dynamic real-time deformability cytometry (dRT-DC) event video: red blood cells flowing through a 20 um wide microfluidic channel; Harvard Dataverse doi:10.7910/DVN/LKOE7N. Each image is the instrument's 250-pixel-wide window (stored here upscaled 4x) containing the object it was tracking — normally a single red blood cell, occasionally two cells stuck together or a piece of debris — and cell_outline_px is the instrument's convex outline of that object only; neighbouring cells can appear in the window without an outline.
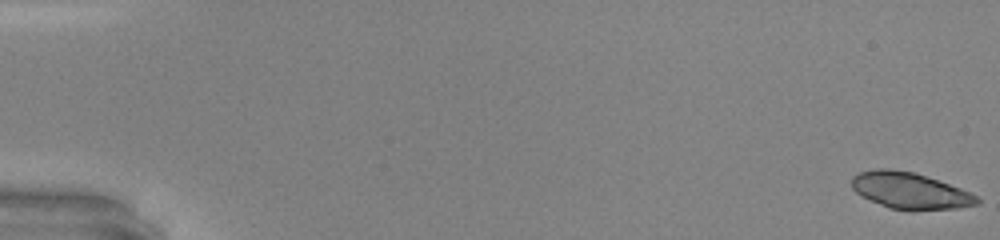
{"species": "common noctule bat (a hibernating species)", "species_latin": "Nyctalus noctula", "temperature_condition": "warm", "stored_images_in_passage": 48, "camera_frame_rate_fps": 3000, "um_per_image_px": 0.085, "animal": {"sex": "male", "body_mass_g": 20.0, "forearm_length_mm": 53.3}, "frame": {"image": 1, "passage_image": 1, "time_ms": 0.0, "image_size_px": [1000, 240], "cell_outline_px": [[980, 204], [960, 208], [912, 212], [888, 208], [856, 192], [852, 188], [852, 176], [860, 172], [876, 168], [888, 168], [916, 172], [960, 188], [976, 196], [980, 200]], "centroid_in_image_um": [77.37, 16.23], "position_along_channel_um": 7.6, "area_um2": 26.93}, "authors_computed_cell_mechanics": {"area_um2": 19.3341, "velocity_mm_per_s": 4.3473, "shape_relaxation_time_tau1_ms": 2.9446, "shape_relaxation_time_tau2_ms": null, "deformation_change_tau1": 0.1065, "deformation_change_tau2": null}}